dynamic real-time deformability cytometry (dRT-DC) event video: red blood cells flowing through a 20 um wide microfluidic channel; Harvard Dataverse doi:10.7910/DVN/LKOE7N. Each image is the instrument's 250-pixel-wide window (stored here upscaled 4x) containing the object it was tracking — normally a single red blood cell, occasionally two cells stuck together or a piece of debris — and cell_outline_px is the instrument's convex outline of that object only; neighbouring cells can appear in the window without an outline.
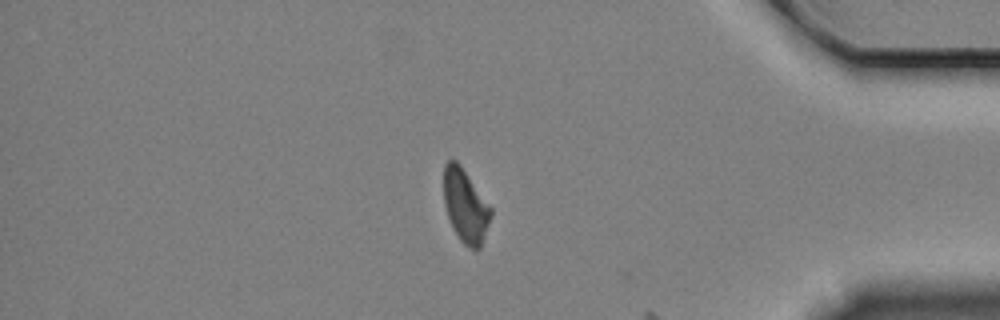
{"species": "Egyptian fruit bat (a non-hibernating species)", "species_latin": "Rousettus aegyptiacus", "temperature_condition": "cold", "stored_images_in_passage": 39, "camera_frame_rate_fps": 3000, "um_per_image_px": 0.085, "animal": {"sex": "female"}, "frame": {"image": 1, "passage_image": 38, "time_ms": 12.333, "image_size_px": [1000, 320], "cell_outline_px": [[492, 216], [480, 248], [468, 248], [460, 240], [452, 228], [444, 204], [444, 164], [448, 160], [456, 160], [460, 164], [492, 208]], "centroid_in_image_um": [39.56, 17.5], "position_along_channel_um": 395.6, "area_um2": 20.11}}